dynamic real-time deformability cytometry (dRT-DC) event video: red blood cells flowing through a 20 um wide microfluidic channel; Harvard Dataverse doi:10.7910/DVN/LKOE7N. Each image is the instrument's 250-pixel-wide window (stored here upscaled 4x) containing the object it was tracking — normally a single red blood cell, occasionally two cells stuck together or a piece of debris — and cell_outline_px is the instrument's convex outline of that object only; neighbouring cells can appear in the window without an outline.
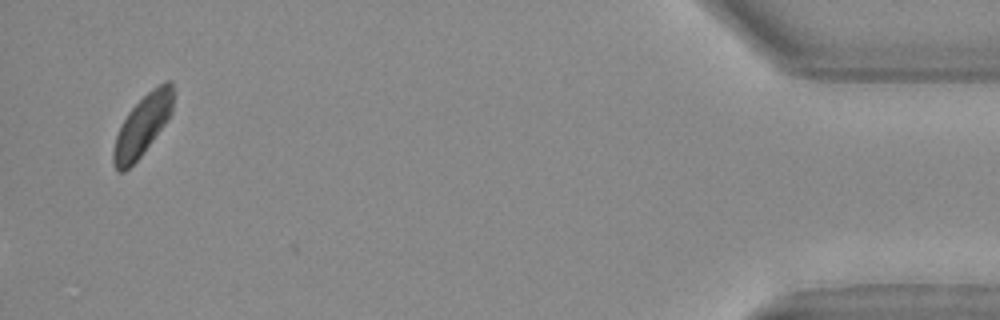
{"species": "Egyptian fruit bat (a non-hibernating species)", "species_latin": "Rousettus aegyptiacus", "temperature_condition": "warm", "stored_images_in_passage": 39, "camera_frame_rate_fps": 3000, "um_per_image_px": 0.085, "animal": {"sex": "female"}, "frame": {"image": 1, "passage_image": 39, "time_ms": 12.667, "image_size_px": [1000, 320], "cell_outline_px": [[172, 112], [164, 124], [140, 156], [124, 172], [116, 172], [112, 164], [112, 152], [116, 136], [120, 124], [128, 112], [152, 88], [164, 80], [172, 80]], "centroid_in_image_um": [12.07, 10.67], "position_along_channel_um": 423.1, "area_um2": 20.87}}